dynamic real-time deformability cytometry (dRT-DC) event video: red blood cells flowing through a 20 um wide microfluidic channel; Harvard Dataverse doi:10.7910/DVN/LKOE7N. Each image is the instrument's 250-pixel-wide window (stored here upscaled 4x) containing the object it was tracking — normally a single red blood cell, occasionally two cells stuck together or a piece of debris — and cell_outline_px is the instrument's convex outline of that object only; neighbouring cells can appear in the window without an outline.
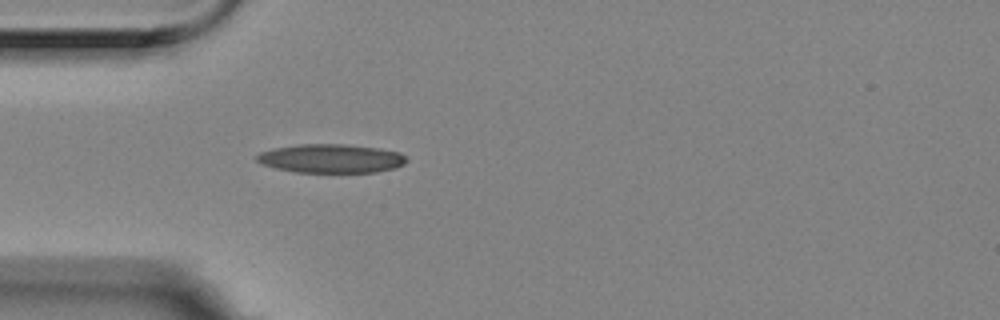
{"species": "Egyptian fruit bat (a non-hibernating species)", "species_latin": "Rousettus aegyptiacus", "temperature_condition": "room temperature", "stored_images_in_passage": 1, "camera_frame_rate_fps": 3000, "um_per_image_px": 0.085, "animal": {"sex": "female"}, "frame": {"image": 1, "passage_image": 1, "time_ms": 0.0, "image_size_px": [1000, 320], "cell_outline_px": [[408, 160], [404, 164], [396, 168], [376, 172], [296, 172], [276, 168], [264, 164], [256, 160], [256, 156], [260, 152], [272, 148], [300, 144], [344, 144], [380, 148], [400, 152], [408, 156]], "centroid_in_image_um": [28.19, 13.46], "position_along_channel_um": 56.8, "area_um2": 25.26}}